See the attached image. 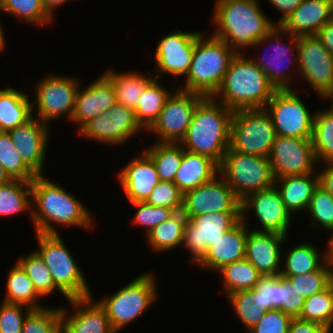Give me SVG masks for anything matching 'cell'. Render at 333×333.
I'll return each mask as SVG.
<instances>
[{
	"mask_svg": "<svg viewBox=\"0 0 333 333\" xmlns=\"http://www.w3.org/2000/svg\"><path fill=\"white\" fill-rule=\"evenodd\" d=\"M56 181L37 175L31 181V222L35 233L59 234L56 225L93 229L90 209ZM94 219V220H93ZM57 228V229H56Z\"/></svg>",
	"mask_w": 333,
	"mask_h": 333,
	"instance_id": "6da1fadb",
	"label": "cell"
},
{
	"mask_svg": "<svg viewBox=\"0 0 333 333\" xmlns=\"http://www.w3.org/2000/svg\"><path fill=\"white\" fill-rule=\"evenodd\" d=\"M214 6L212 35L237 53L246 52L276 27L275 20L262 11L259 0H216Z\"/></svg>",
	"mask_w": 333,
	"mask_h": 333,
	"instance_id": "7a4b0ae2",
	"label": "cell"
},
{
	"mask_svg": "<svg viewBox=\"0 0 333 333\" xmlns=\"http://www.w3.org/2000/svg\"><path fill=\"white\" fill-rule=\"evenodd\" d=\"M233 111L212 96L197 104L186 135L179 143L185 150L213 159L218 165L230 147Z\"/></svg>",
	"mask_w": 333,
	"mask_h": 333,
	"instance_id": "3957f363",
	"label": "cell"
},
{
	"mask_svg": "<svg viewBox=\"0 0 333 333\" xmlns=\"http://www.w3.org/2000/svg\"><path fill=\"white\" fill-rule=\"evenodd\" d=\"M266 74L245 53H237L212 96L230 110L264 109L275 93Z\"/></svg>",
	"mask_w": 333,
	"mask_h": 333,
	"instance_id": "277c9868",
	"label": "cell"
},
{
	"mask_svg": "<svg viewBox=\"0 0 333 333\" xmlns=\"http://www.w3.org/2000/svg\"><path fill=\"white\" fill-rule=\"evenodd\" d=\"M204 31L196 38L190 69L183 79L184 84H179L176 88L208 97L219 89L237 52L223 40Z\"/></svg>",
	"mask_w": 333,
	"mask_h": 333,
	"instance_id": "5b68a950",
	"label": "cell"
},
{
	"mask_svg": "<svg viewBox=\"0 0 333 333\" xmlns=\"http://www.w3.org/2000/svg\"><path fill=\"white\" fill-rule=\"evenodd\" d=\"M156 280L155 273L147 270L112 295L97 300L106 310L111 326L117 333L142 317L157 301L159 294Z\"/></svg>",
	"mask_w": 333,
	"mask_h": 333,
	"instance_id": "8992f818",
	"label": "cell"
},
{
	"mask_svg": "<svg viewBox=\"0 0 333 333\" xmlns=\"http://www.w3.org/2000/svg\"><path fill=\"white\" fill-rule=\"evenodd\" d=\"M35 234L38 248L34 250L43 259L56 286L69 299L93 296L81 266H78L61 235Z\"/></svg>",
	"mask_w": 333,
	"mask_h": 333,
	"instance_id": "52a82bcc",
	"label": "cell"
},
{
	"mask_svg": "<svg viewBox=\"0 0 333 333\" xmlns=\"http://www.w3.org/2000/svg\"><path fill=\"white\" fill-rule=\"evenodd\" d=\"M219 175L240 201L275 184L268 158L236 152L230 147L219 165Z\"/></svg>",
	"mask_w": 333,
	"mask_h": 333,
	"instance_id": "ba28073f",
	"label": "cell"
},
{
	"mask_svg": "<svg viewBox=\"0 0 333 333\" xmlns=\"http://www.w3.org/2000/svg\"><path fill=\"white\" fill-rule=\"evenodd\" d=\"M283 38H285V41L289 43L284 41L282 42L281 40ZM298 40L299 36L292 35L289 32H286L280 25H276V27H274L262 39L257 41L251 48L257 49L256 47H263L264 45L262 44L267 43L270 45L269 48L272 51L268 49L270 50L269 56L264 54L263 56L260 55L259 57V55H257L254 51L256 58L254 56L252 57L251 55L250 57L255 62V64L266 74L269 82L275 87L276 90L293 89L291 86L294 84L292 83V79L294 77L291 75L297 74L298 72V69H295L298 68ZM290 65L296 66H293V74H290V67H288Z\"/></svg>",
	"mask_w": 333,
	"mask_h": 333,
	"instance_id": "9c48e42d",
	"label": "cell"
},
{
	"mask_svg": "<svg viewBox=\"0 0 333 333\" xmlns=\"http://www.w3.org/2000/svg\"><path fill=\"white\" fill-rule=\"evenodd\" d=\"M275 137L272 119L265 108L233 112L230 126L233 151L268 158Z\"/></svg>",
	"mask_w": 333,
	"mask_h": 333,
	"instance_id": "30bf717a",
	"label": "cell"
},
{
	"mask_svg": "<svg viewBox=\"0 0 333 333\" xmlns=\"http://www.w3.org/2000/svg\"><path fill=\"white\" fill-rule=\"evenodd\" d=\"M76 77L48 73L34 84L35 99L32 100L33 116L46 124L66 117L71 121L75 97L82 83ZM36 110V112H34ZM36 114V115H35Z\"/></svg>",
	"mask_w": 333,
	"mask_h": 333,
	"instance_id": "8fae6325",
	"label": "cell"
},
{
	"mask_svg": "<svg viewBox=\"0 0 333 333\" xmlns=\"http://www.w3.org/2000/svg\"><path fill=\"white\" fill-rule=\"evenodd\" d=\"M294 89L276 90L265 106L276 136L312 139L314 117Z\"/></svg>",
	"mask_w": 333,
	"mask_h": 333,
	"instance_id": "7c38bea8",
	"label": "cell"
},
{
	"mask_svg": "<svg viewBox=\"0 0 333 333\" xmlns=\"http://www.w3.org/2000/svg\"><path fill=\"white\" fill-rule=\"evenodd\" d=\"M298 75L323 100L333 96V55L316 35L299 36Z\"/></svg>",
	"mask_w": 333,
	"mask_h": 333,
	"instance_id": "4fadbf2b",
	"label": "cell"
},
{
	"mask_svg": "<svg viewBox=\"0 0 333 333\" xmlns=\"http://www.w3.org/2000/svg\"><path fill=\"white\" fill-rule=\"evenodd\" d=\"M186 217L188 220L182 249L190 252V264L195 266L204 257L209 246L242 220V212H216Z\"/></svg>",
	"mask_w": 333,
	"mask_h": 333,
	"instance_id": "5bb4252c",
	"label": "cell"
},
{
	"mask_svg": "<svg viewBox=\"0 0 333 333\" xmlns=\"http://www.w3.org/2000/svg\"><path fill=\"white\" fill-rule=\"evenodd\" d=\"M203 97L175 87L174 93L166 99L157 120L147 131L156 135V142L180 143L186 135L196 106Z\"/></svg>",
	"mask_w": 333,
	"mask_h": 333,
	"instance_id": "9a60e30c",
	"label": "cell"
},
{
	"mask_svg": "<svg viewBox=\"0 0 333 333\" xmlns=\"http://www.w3.org/2000/svg\"><path fill=\"white\" fill-rule=\"evenodd\" d=\"M202 32L174 29L158 40L153 55L156 67L152 73H155V78L159 79L164 74L176 80L185 77L190 69L196 38Z\"/></svg>",
	"mask_w": 333,
	"mask_h": 333,
	"instance_id": "2e32d148",
	"label": "cell"
},
{
	"mask_svg": "<svg viewBox=\"0 0 333 333\" xmlns=\"http://www.w3.org/2000/svg\"><path fill=\"white\" fill-rule=\"evenodd\" d=\"M275 179L316 172L312 139L276 136L268 157Z\"/></svg>",
	"mask_w": 333,
	"mask_h": 333,
	"instance_id": "e0dca14e",
	"label": "cell"
},
{
	"mask_svg": "<svg viewBox=\"0 0 333 333\" xmlns=\"http://www.w3.org/2000/svg\"><path fill=\"white\" fill-rule=\"evenodd\" d=\"M242 220L247 223L249 212H253L259 228L257 232H275L288 236L292 216L286 210L275 184L269 188L254 192L241 201ZM248 212V213H247Z\"/></svg>",
	"mask_w": 333,
	"mask_h": 333,
	"instance_id": "ac0fdd59",
	"label": "cell"
},
{
	"mask_svg": "<svg viewBox=\"0 0 333 333\" xmlns=\"http://www.w3.org/2000/svg\"><path fill=\"white\" fill-rule=\"evenodd\" d=\"M185 216L216 212H241V201L218 174L213 180L183 194Z\"/></svg>",
	"mask_w": 333,
	"mask_h": 333,
	"instance_id": "d6986e66",
	"label": "cell"
},
{
	"mask_svg": "<svg viewBox=\"0 0 333 333\" xmlns=\"http://www.w3.org/2000/svg\"><path fill=\"white\" fill-rule=\"evenodd\" d=\"M50 125L32 117L26 123L8 131L23 162L36 174L43 175L49 143Z\"/></svg>",
	"mask_w": 333,
	"mask_h": 333,
	"instance_id": "ffe728a7",
	"label": "cell"
},
{
	"mask_svg": "<svg viewBox=\"0 0 333 333\" xmlns=\"http://www.w3.org/2000/svg\"><path fill=\"white\" fill-rule=\"evenodd\" d=\"M92 296L70 299L69 308L61 307V333H117L106 310Z\"/></svg>",
	"mask_w": 333,
	"mask_h": 333,
	"instance_id": "44dd1931",
	"label": "cell"
},
{
	"mask_svg": "<svg viewBox=\"0 0 333 333\" xmlns=\"http://www.w3.org/2000/svg\"><path fill=\"white\" fill-rule=\"evenodd\" d=\"M79 85L75 97L71 123L76 124L77 132L90 120L109 111L116 102L111 81L103 74L89 85Z\"/></svg>",
	"mask_w": 333,
	"mask_h": 333,
	"instance_id": "7402d4cb",
	"label": "cell"
},
{
	"mask_svg": "<svg viewBox=\"0 0 333 333\" xmlns=\"http://www.w3.org/2000/svg\"><path fill=\"white\" fill-rule=\"evenodd\" d=\"M287 236L275 232H257L251 228L245 244V258L263 275L281 271L282 245ZM282 249V250H281Z\"/></svg>",
	"mask_w": 333,
	"mask_h": 333,
	"instance_id": "603a6c76",
	"label": "cell"
},
{
	"mask_svg": "<svg viewBox=\"0 0 333 333\" xmlns=\"http://www.w3.org/2000/svg\"><path fill=\"white\" fill-rule=\"evenodd\" d=\"M116 176L129 203L145 202L160 181L154 162L142 150Z\"/></svg>",
	"mask_w": 333,
	"mask_h": 333,
	"instance_id": "cb8c5ba5",
	"label": "cell"
},
{
	"mask_svg": "<svg viewBox=\"0 0 333 333\" xmlns=\"http://www.w3.org/2000/svg\"><path fill=\"white\" fill-rule=\"evenodd\" d=\"M248 223L241 220L235 227L225 232L211 246L204 257L194 266L200 270L217 272L223 266L245 258V244L248 236Z\"/></svg>",
	"mask_w": 333,
	"mask_h": 333,
	"instance_id": "d4e9b609",
	"label": "cell"
},
{
	"mask_svg": "<svg viewBox=\"0 0 333 333\" xmlns=\"http://www.w3.org/2000/svg\"><path fill=\"white\" fill-rule=\"evenodd\" d=\"M333 18V0H303L280 26L292 35H316Z\"/></svg>",
	"mask_w": 333,
	"mask_h": 333,
	"instance_id": "484cf974",
	"label": "cell"
},
{
	"mask_svg": "<svg viewBox=\"0 0 333 333\" xmlns=\"http://www.w3.org/2000/svg\"><path fill=\"white\" fill-rule=\"evenodd\" d=\"M319 185L318 173L285 176L275 179L277 187L286 210L292 215L306 212L314 190Z\"/></svg>",
	"mask_w": 333,
	"mask_h": 333,
	"instance_id": "4316f807",
	"label": "cell"
},
{
	"mask_svg": "<svg viewBox=\"0 0 333 333\" xmlns=\"http://www.w3.org/2000/svg\"><path fill=\"white\" fill-rule=\"evenodd\" d=\"M219 174V165L211 158L184 149L174 183L184 194L210 182Z\"/></svg>",
	"mask_w": 333,
	"mask_h": 333,
	"instance_id": "83f0119b",
	"label": "cell"
},
{
	"mask_svg": "<svg viewBox=\"0 0 333 333\" xmlns=\"http://www.w3.org/2000/svg\"><path fill=\"white\" fill-rule=\"evenodd\" d=\"M320 248L309 242L295 244L289 250L282 253V276L303 275L321 269L327 263L326 249ZM284 259V260H283Z\"/></svg>",
	"mask_w": 333,
	"mask_h": 333,
	"instance_id": "f1b7e54d",
	"label": "cell"
},
{
	"mask_svg": "<svg viewBox=\"0 0 333 333\" xmlns=\"http://www.w3.org/2000/svg\"><path fill=\"white\" fill-rule=\"evenodd\" d=\"M22 89L0 88V131L8 132L33 117L32 101Z\"/></svg>",
	"mask_w": 333,
	"mask_h": 333,
	"instance_id": "f546056e",
	"label": "cell"
},
{
	"mask_svg": "<svg viewBox=\"0 0 333 333\" xmlns=\"http://www.w3.org/2000/svg\"><path fill=\"white\" fill-rule=\"evenodd\" d=\"M114 88L116 101L132 110L136 109L146 86L155 78L154 74L146 75L140 71H115L112 67L103 73Z\"/></svg>",
	"mask_w": 333,
	"mask_h": 333,
	"instance_id": "4dcf8cb0",
	"label": "cell"
},
{
	"mask_svg": "<svg viewBox=\"0 0 333 333\" xmlns=\"http://www.w3.org/2000/svg\"><path fill=\"white\" fill-rule=\"evenodd\" d=\"M188 218L182 211L175 212L145 237L148 248L153 252L164 253L182 246L183 234Z\"/></svg>",
	"mask_w": 333,
	"mask_h": 333,
	"instance_id": "1f68e13d",
	"label": "cell"
},
{
	"mask_svg": "<svg viewBox=\"0 0 333 333\" xmlns=\"http://www.w3.org/2000/svg\"><path fill=\"white\" fill-rule=\"evenodd\" d=\"M5 286L3 302L23 304L32 309L45 307L39 300L42 297L36 291L32 280L17 262L9 270Z\"/></svg>",
	"mask_w": 333,
	"mask_h": 333,
	"instance_id": "d6a6232c",
	"label": "cell"
},
{
	"mask_svg": "<svg viewBox=\"0 0 333 333\" xmlns=\"http://www.w3.org/2000/svg\"><path fill=\"white\" fill-rule=\"evenodd\" d=\"M161 83L159 79L154 78L144 89L134 110L136 120L144 130H148L157 120L166 99L172 93Z\"/></svg>",
	"mask_w": 333,
	"mask_h": 333,
	"instance_id": "836d02e7",
	"label": "cell"
},
{
	"mask_svg": "<svg viewBox=\"0 0 333 333\" xmlns=\"http://www.w3.org/2000/svg\"><path fill=\"white\" fill-rule=\"evenodd\" d=\"M24 211L31 217V181L13 179L0 184V217L15 216Z\"/></svg>",
	"mask_w": 333,
	"mask_h": 333,
	"instance_id": "e575fe53",
	"label": "cell"
},
{
	"mask_svg": "<svg viewBox=\"0 0 333 333\" xmlns=\"http://www.w3.org/2000/svg\"><path fill=\"white\" fill-rule=\"evenodd\" d=\"M216 273L222 280L225 297L241 290H252L263 276L246 258L227 264Z\"/></svg>",
	"mask_w": 333,
	"mask_h": 333,
	"instance_id": "d590c367",
	"label": "cell"
},
{
	"mask_svg": "<svg viewBox=\"0 0 333 333\" xmlns=\"http://www.w3.org/2000/svg\"><path fill=\"white\" fill-rule=\"evenodd\" d=\"M148 146H144L142 150L154 162L159 180L174 182L176 171L183 158L184 148L179 143L154 142L153 145Z\"/></svg>",
	"mask_w": 333,
	"mask_h": 333,
	"instance_id": "8d00e7d4",
	"label": "cell"
},
{
	"mask_svg": "<svg viewBox=\"0 0 333 333\" xmlns=\"http://www.w3.org/2000/svg\"><path fill=\"white\" fill-rule=\"evenodd\" d=\"M315 113L312 145L318 163L333 160V103Z\"/></svg>",
	"mask_w": 333,
	"mask_h": 333,
	"instance_id": "74e56055",
	"label": "cell"
},
{
	"mask_svg": "<svg viewBox=\"0 0 333 333\" xmlns=\"http://www.w3.org/2000/svg\"><path fill=\"white\" fill-rule=\"evenodd\" d=\"M16 262L22 267L25 273L32 280L33 285L38 294L44 298L54 294L57 290L62 296H65L64 300L70 299L56 286L50 271L45 265L40 255L33 250L29 254L20 255Z\"/></svg>",
	"mask_w": 333,
	"mask_h": 333,
	"instance_id": "f35d334b",
	"label": "cell"
},
{
	"mask_svg": "<svg viewBox=\"0 0 333 333\" xmlns=\"http://www.w3.org/2000/svg\"><path fill=\"white\" fill-rule=\"evenodd\" d=\"M298 318L322 324L332 333L333 282L321 292L305 298L302 312Z\"/></svg>",
	"mask_w": 333,
	"mask_h": 333,
	"instance_id": "ab89813d",
	"label": "cell"
},
{
	"mask_svg": "<svg viewBox=\"0 0 333 333\" xmlns=\"http://www.w3.org/2000/svg\"><path fill=\"white\" fill-rule=\"evenodd\" d=\"M110 121L112 124V146L117 147L127 143L130 138L144 129L137 122L134 110L115 102L109 109Z\"/></svg>",
	"mask_w": 333,
	"mask_h": 333,
	"instance_id": "60d3db41",
	"label": "cell"
},
{
	"mask_svg": "<svg viewBox=\"0 0 333 333\" xmlns=\"http://www.w3.org/2000/svg\"><path fill=\"white\" fill-rule=\"evenodd\" d=\"M1 13L21 18L27 24L45 26L54 19L47 13L41 0H0Z\"/></svg>",
	"mask_w": 333,
	"mask_h": 333,
	"instance_id": "b9f144b4",
	"label": "cell"
},
{
	"mask_svg": "<svg viewBox=\"0 0 333 333\" xmlns=\"http://www.w3.org/2000/svg\"><path fill=\"white\" fill-rule=\"evenodd\" d=\"M0 164L12 179L32 181L37 175L23 162L8 132L0 131Z\"/></svg>",
	"mask_w": 333,
	"mask_h": 333,
	"instance_id": "7bdbcfd3",
	"label": "cell"
},
{
	"mask_svg": "<svg viewBox=\"0 0 333 333\" xmlns=\"http://www.w3.org/2000/svg\"><path fill=\"white\" fill-rule=\"evenodd\" d=\"M60 307L32 309L24 320L21 333H61Z\"/></svg>",
	"mask_w": 333,
	"mask_h": 333,
	"instance_id": "ee69618b",
	"label": "cell"
},
{
	"mask_svg": "<svg viewBox=\"0 0 333 333\" xmlns=\"http://www.w3.org/2000/svg\"><path fill=\"white\" fill-rule=\"evenodd\" d=\"M306 213L310 215L311 228L333 232V197L319 185L314 190Z\"/></svg>",
	"mask_w": 333,
	"mask_h": 333,
	"instance_id": "f6af8a7d",
	"label": "cell"
},
{
	"mask_svg": "<svg viewBox=\"0 0 333 333\" xmlns=\"http://www.w3.org/2000/svg\"><path fill=\"white\" fill-rule=\"evenodd\" d=\"M229 303L232 305L237 319L249 331L251 330L262 318L263 314L268 311L266 308L259 307L252 301V290H241L231 293L226 296Z\"/></svg>",
	"mask_w": 333,
	"mask_h": 333,
	"instance_id": "bcb514c9",
	"label": "cell"
},
{
	"mask_svg": "<svg viewBox=\"0 0 333 333\" xmlns=\"http://www.w3.org/2000/svg\"><path fill=\"white\" fill-rule=\"evenodd\" d=\"M284 277H287L292 284H295L299 292L307 298L326 289L333 282V270L326 263L317 271Z\"/></svg>",
	"mask_w": 333,
	"mask_h": 333,
	"instance_id": "7dc6e473",
	"label": "cell"
},
{
	"mask_svg": "<svg viewBox=\"0 0 333 333\" xmlns=\"http://www.w3.org/2000/svg\"><path fill=\"white\" fill-rule=\"evenodd\" d=\"M252 301L267 310H280V274L262 276L252 289Z\"/></svg>",
	"mask_w": 333,
	"mask_h": 333,
	"instance_id": "c3c4849f",
	"label": "cell"
},
{
	"mask_svg": "<svg viewBox=\"0 0 333 333\" xmlns=\"http://www.w3.org/2000/svg\"><path fill=\"white\" fill-rule=\"evenodd\" d=\"M136 209L133 216V224L144 227V237H146L154 227L169 219L176 212L174 209L158 207L146 202L131 203Z\"/></svg>",
	"mask_w": 333,
	"mask_h": 333,
	"instance_id": "681fc988",
	"label": "cell"
},
{
	"mask_svg": "<svg viewBox=\"0 0 333 333\" xmlns=\"http://www.w3.org/2000/svg\"><path fill=\"white\" fill-rule=\"evenodd\" d=\"M145 202L153 206L174 209L178 212L182 210L183 193L174 182L159 181Z\"/></svg>",
	"mask_w": 333,
	"mask_h": 333,
	"instance_id": "f907efd6",
	"label": "cell"
},
{
	"mask_svg": "<svg viewBox=\"0 0 333 333\" xmlns=\"http://www.w3.org/2000/svg\"><path fill=\"white\" fill-rule=\"evenodd\" d=\"M25 308V310H23ZM32 308L15 303H0V333H21L25 318ZM24 311V312H23Z\"/></svg>",
	"mask_w": 333,
	"mask_h": 333,
	"instance_id": "816d5d0a",
	"label": "cell"
},
{
	"mask_svg": "<svg viewBox=\"0 0 333 333\" xmlns=\"http://www.w3.org/2000/svg\"><path fill=\"white\" fill-rule=\"evenodd\" d=\"M79 137L112 146V124L109 111L88 121L78 132Z\"/></svg>",
	"mask_w": 333,
	"mask_h": 333,
	"instance_id": "f5cc1de1",
	"label": "cell"
},
{
	"mask_svg": "<svg viewBox=\"0 0 333 333\" xmlns=\"http://www.w3.org/2000/svg\"><path fill=\"white\" fill-rule=\"evenodd\" d=\"M305 297L287 277L280 274V310L292 318H298L302 312Z\"/></svg>",
	"mask_w": 333,
	"mask_h": 333,
	"instance_id": "db71d44e",
	"label": "cell"
},
{
	"mask_svg": "<svg viewBox=\"0 0 333 333\" xmlns=\"http://www.w3.org/2000/svg\"><path fill=\"white\" fill-rule=\"evenodd\" d=\"M293 318L281 310L266 311L249 333H287Z\"/></svg>",
	"mask_w": 333,
	"mask_h": 333,
	"instance_id": "11a10c76",
	"label": "cell"
},
{
	"mask_svg": "<svg viewBox=\"0 0 333 333\" xmlns=\"http://www.w3.org/2000/svg\"><path fill=\"white\" fill-rule=\"evenodd\" d=\"M287 333H331L322 324L306 321L300 318H293L288 327Z\"/></svg>",
	"mask_w": 333,
	"mask_h": 333,
	"instance_id": "9f6ffc18",
	"label": "cell"
},
{
	"mask_svg": "<svg viewBox=\"0 0 333 333\" xmlns=\"http://www.w3.org/2000/svg\"><path fill=\"white\" fill-rule=\"evenodd\" d=\"M302 2L303 0H268V3L281 13L275 24H282Z\"/></svg>",
	"mask_w": 333,
	"mask_h": 333,
	"instance_id": "6f0895ef",
	"label": "cell"
},
{
	"mask_svg": "<svg viewBox=\"0 0 333 333\" xmlns=\"http://www.w3.org/2000/svg\"><path fill=\"white\" fill-rule=\"evenodd\" d=\"M323 167L318 170L319 186L333 197V160L320 163Z\"/></svg>",
	"mask_w": 333,
	"mask_h": 333,
	"instance_id": "680465c9",
	"label": "cell"
},
{
	"mask_svg": "<svg viewBox=\"0 0 333 333\" xmlns=\"http://www.w3.org/2000/svg\"><path fill=\"white\" fill-rule=\"evenodd\" d=\"M316 36L322 45L333 55V18L322 27Z\"/></svg>",
	"mask_w": 333,
	"mask_h": 333,
	"instance_id": "91938a15",
	"label": "cell"
},
{
	"mask_svg": "<svg viewBox=\"0 0 333 333\" xmlns=\"http://www.w3.org/2000/svg\"><path fill=\"white\" fill-rule=\"evenodd\" d=\"M47 13L54 19L55 9L61 7L63 4L69 3L71 0H41Z\"/></svg>",
	"mask_w": 333,
	"mask_h": 333,
	"instance_id": "94428289",
	"label": "cell"
},
{
	"mask_svg": "<svg viewBox=\"0 0 333 333\" xmlns=\"http://www.w3.org/2000/svg\"><path fill=\"white\" fill-rule=\"evenodd\" d=\"M329 240L326 246V256H327V263L329 267L333 270V232L330 233Z\"/></svg>",
	"mask_w": 333,
	"mask_h": 333,
	"instance_id": "6125c7cd",
	"label": "cell"
},
{
	"mask_svg": "<svg viewBox=\"0 0 333 333\" xmlns=\"http://www.w3.org/2000/svg\"><path fill=\"white\" fill-rule=\"evenodd\" d=\"M11 180V176L3 169L2 165L0 164V184L2 183H9Z\"/></svg>",
	"mask_w": 333,
	"mask_h": 333,
	"instance_id": "be15d7a7",
	"label": "cell"
},
{
	"mask_svg": "<svg viewBox=\"0 0 333 333\" xmlns=\"http://www.w3.org/2000/svg\"><path fill=\"white\" fill-rule=\"evenodd\" d=\"M1 23V22H0ZM4 29L2 25L0 24V52H2L6 47V39H5V34H4Z\"/></svg>",
	"mask_w": 333,
	"mask_h": 333,
	"instance_id": "e7e4bbea",
	"label": "cell"
}]
</instances>
